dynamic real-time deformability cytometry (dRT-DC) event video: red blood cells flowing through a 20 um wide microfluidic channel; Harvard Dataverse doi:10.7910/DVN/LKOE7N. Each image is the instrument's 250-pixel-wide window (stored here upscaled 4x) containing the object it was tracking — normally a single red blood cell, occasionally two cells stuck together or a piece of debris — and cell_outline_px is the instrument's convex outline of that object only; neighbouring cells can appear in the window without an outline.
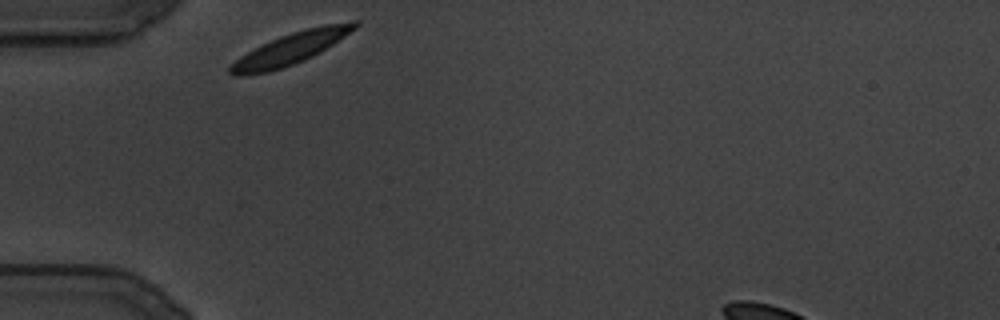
{"species": "common noctule bat (a hibernating species)", "species_latin": "Nyctalus noctula", "temperature_condition": "cold", "stored_images_in_passage": 70, "camera_frame_rate_fps": 3000, "um_per_image_px": 0.085, "animal": {"sex": "male", "body_mass_g": 19.5, "forearm_length_mm": 54.6}, "frame": {"image": 1, "passage_image": 1, "time_ms": 0.0, "image_size_px": [1000, 320], "cell_outline_px": [[360, 24], [356, 28], [332, 44], [312, 56], [304, 60], [268, 72], [244, 76], [236, 76], [228, 72], [228, 68], [240, 56], [280, 36], [304, 28], [324, 24], [352, 20], [360, 20]], "centroid_in_image_um": [24.73, 4.11], "position_along_channel_um": 60.3, "area_um2": 22.66}}
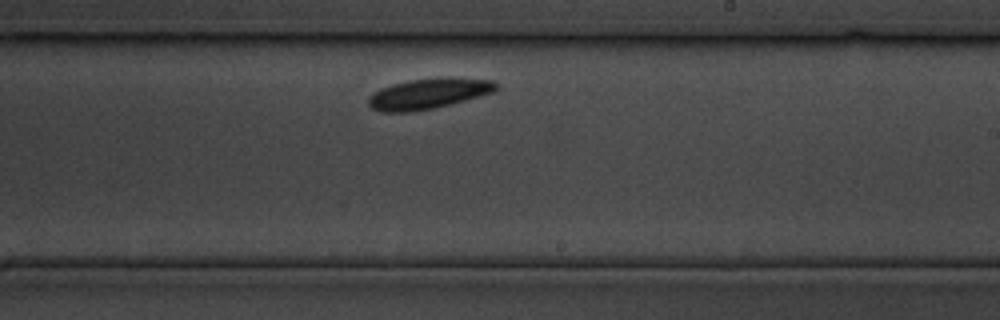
{"frame": {"image": 2, "passage_image": 42, "time_ms": 13.667, "image_size_px": [1000, 320], "cell_outline_px": [[500, 84], [492, 92], [436, 108], [412, 112], [380, 112], [372, 108], [368, 104], [368, 96], [380, 88], [392, 84], [412, 80], [436, 76], [456, 76], [496, 80]], "centroid_in_image_um": [36.44, 7.93], "position_along_channel_um": 252.6, "area_um2": 23.24}}
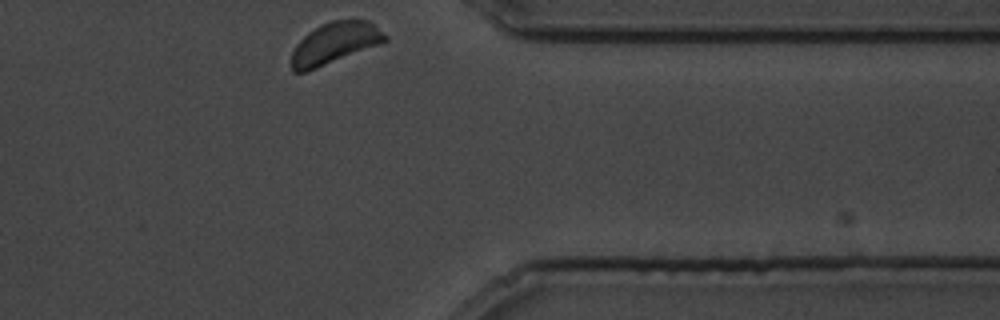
{"frame": {"image": 3, "passage_image": 70, "time_ms": 23.0, "image_size_px": [1000, 320], "cell_outline_px": [[388, 40], [380, 44], [316, 68], [304, 72], [292, 72], [292, 52], [296, 44], [308, 32], [320, 24], [332, 20], [368, 20], [384, 32], [388, 36]], "centroid_in_image_um": [28.46, 3.65], "position_along_channel_um": 382.9, "area_um2": 22.43}}